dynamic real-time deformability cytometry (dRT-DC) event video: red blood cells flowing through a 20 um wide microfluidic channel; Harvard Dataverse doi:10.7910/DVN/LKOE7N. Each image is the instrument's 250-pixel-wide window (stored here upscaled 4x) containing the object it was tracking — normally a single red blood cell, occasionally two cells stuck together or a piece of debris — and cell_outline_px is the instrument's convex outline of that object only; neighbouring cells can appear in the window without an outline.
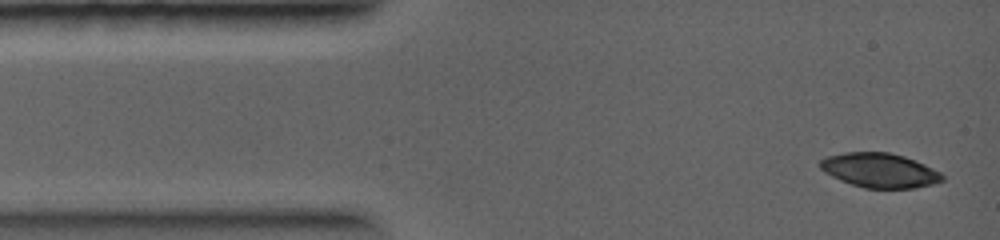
{"species": "common noctule bat (a hibernating species)", "species_latin": "Nyctalus noctula", "temperature_condition": "warm", "stored_images_in_passage": 8, "camera_frame_rate_fps": 5000, "um_per_image_px": 0.085, "animal": {"sex": "female", "body_mass_g": 19.0, "forearm_length_mm": 56.7}, "frame": {"image": 1, "passage_image": 1, "time_ms": 0.0, "image_size_px": [1000, 240], "cell_outline_px": [[944, 180], [932, 184], [916, 188], [864, 188], [840, 180], [824, 172], [820, 168], [820, 160], [828, 156], [844, 152], [888, 152], [904, 156], [924, 164], [940, 172], [944, 176]], "centroid_in_image_um": [74.77, 14.48], "position_along_channel_um": 10.2, "area_um2": 24.45}}
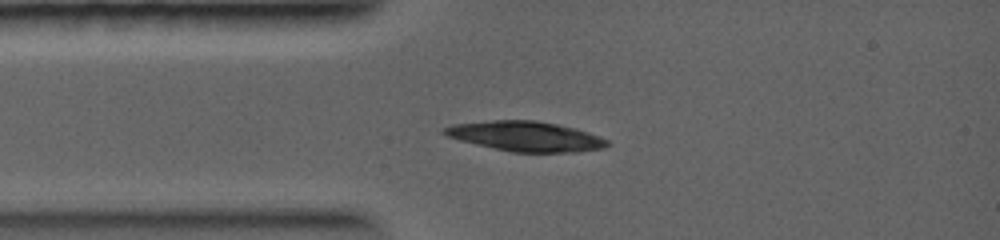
{"frame": {"image": 2, "passage_image": 8, "time_ms": 1.8, "image_size_px": [1000, 240], "cell_outline_px": [[612, 144], [604, 148], [576, 152], [512, 152], [476, 144], [460, 140], [448, 136], [440, 132], [444, 128], [452, 124], [492, 120], [536, 120], [556, 124], [588, 132], [600, 136], [608, 140]], "centroid_in_image_um": [44.7, 11.58], "position_along_channel_um": 40.3, "area_um2": 28.32}}